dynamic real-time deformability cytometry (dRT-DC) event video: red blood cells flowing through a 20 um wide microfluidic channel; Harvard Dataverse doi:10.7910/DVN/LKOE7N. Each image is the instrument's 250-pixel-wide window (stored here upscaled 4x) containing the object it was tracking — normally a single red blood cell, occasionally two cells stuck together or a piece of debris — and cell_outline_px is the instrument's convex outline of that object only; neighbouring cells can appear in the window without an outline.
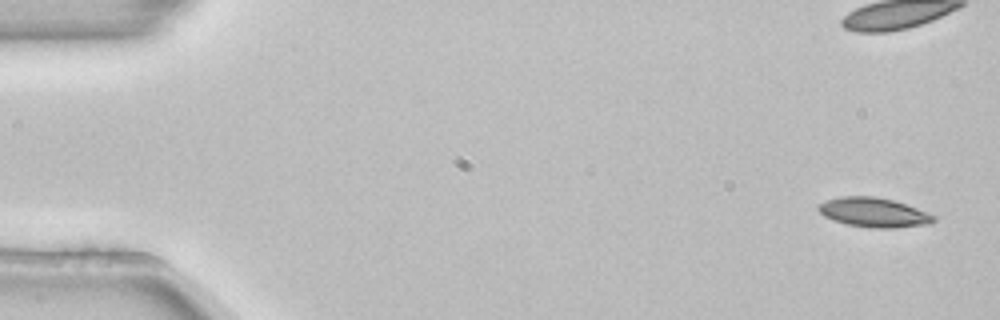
{"species": "common noctule bat (a hibernating species)", "species_latin": "Nyctalus noctula", "temperature_condition": "room temperature", "stored_images_in_passage": 4, "camera_frame_rate_fps": 3000, "um_per_image_px": 0.085, "animal": {"sex": "female", "body_mass_g": 22.7, "forearm_length_mm": 54.2}, "frame": {"image": 1, "passage_image": 1, "time_ms": 0.0, "image_size_px": [1000, 320], "cell_outline_px": [[936, 220], [928, 224], [896, 228], [872, 228], [848, 224], [824, 216], [816, 208], [820, 204], [828, 200], [840, 196], [876, 196], [892, 200], [916, 208], [936, 216]], "centroid_in_image_um": [74.28, 18.06], "position_along_channel_um": 10.7, "area_um2": 19.54}}